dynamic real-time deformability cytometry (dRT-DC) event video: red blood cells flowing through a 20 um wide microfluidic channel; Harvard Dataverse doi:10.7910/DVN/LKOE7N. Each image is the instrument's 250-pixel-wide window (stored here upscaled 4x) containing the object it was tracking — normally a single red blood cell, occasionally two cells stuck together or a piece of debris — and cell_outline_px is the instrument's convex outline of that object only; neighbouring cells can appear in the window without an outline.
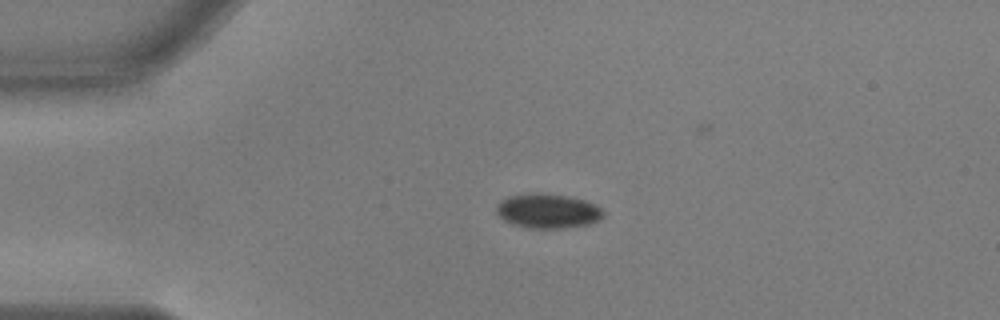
{"species": "common noctule bat (a hibernating species)", "species_latin": "Nyctalus noctula", "temperature_condition": "warm", "stored_images_in_passage": 34, "camera_frame_rate_fps": 3000, "um_per_image_px": 0.085, "animal": {"sex": "male", "body_mass_g": 17.9, "forearm_length_mm": 54.2}, "frame": {"image": 1, "passage_image": 1, "time_ms": 0.0, "image_size_px": [1000, 320], "cell_outline_px": [[604, 216], [600, 220], [588, 224], [564, 228], [528, 228], [512, 224], [504, 220], [496, 212], [496, 208], [500, 200], [508, 196], [528, 192], [540, 192], [568, 196], [584, 200], [596, 204], [604, 212]], "centroid_in_image_um": [46.55, 17.92], "position_along_channel_um": 38.4, "area_um2": 21.79}}
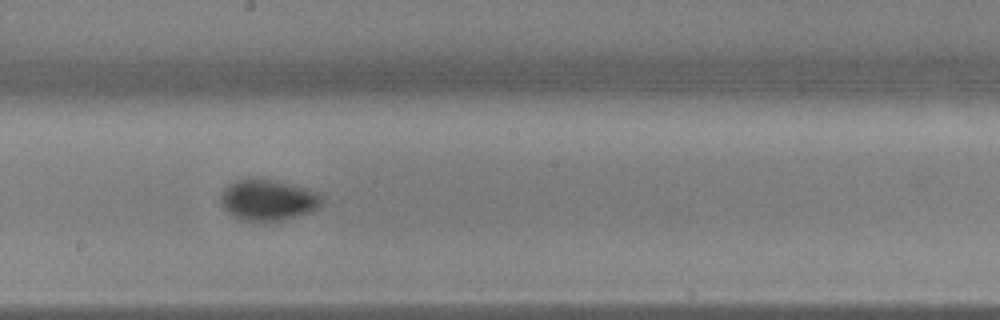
{"frame": {"image": 2, "passage_image": 19, "time_ms": 6.0, "image_size_px": [1000, 320], "cell_outline_px": [[320, 204], [316, 208], [308, 212], [284, 220], [240, 220], [232, 216], [220, 204], [220, 196], [224, 188], [228, 184], [236, 180], [248, 176], [272, 180], [288, 184], [312, 192], [320, 196]], "centroid_in_image_um": [22.64, 16.98], "position_along_channel_um": 225.6, "area_um2": 23.7}}
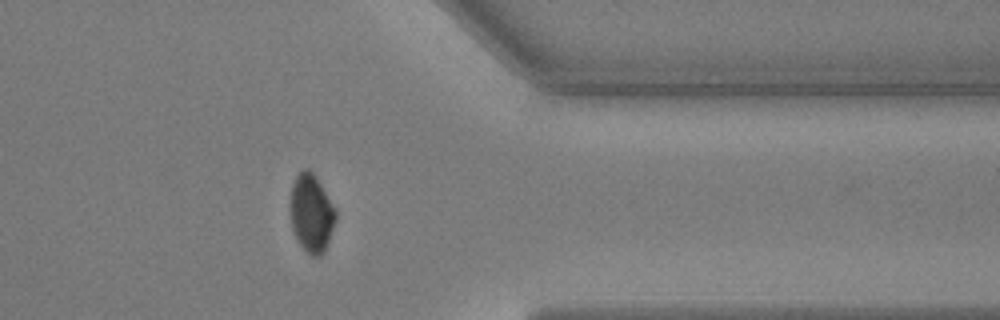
{"frame": {"image": 3, "passage_image": 33, "time_ms": 10.667, "image_size_px": [1000, 320], "cell_outline_px": [[336, 220], [324, 252], [320, 256], [312, 256], [296, 240], [292, 228], [288, 208], [288, 204], [292, 184], [296, 176], [304, 168], [308, 168], [316, 176], [336, 212]], "centroid_in_image_um": [26.42, 18.11], "position_along_channel_um": 385.0, "area_um2": 20.75}}